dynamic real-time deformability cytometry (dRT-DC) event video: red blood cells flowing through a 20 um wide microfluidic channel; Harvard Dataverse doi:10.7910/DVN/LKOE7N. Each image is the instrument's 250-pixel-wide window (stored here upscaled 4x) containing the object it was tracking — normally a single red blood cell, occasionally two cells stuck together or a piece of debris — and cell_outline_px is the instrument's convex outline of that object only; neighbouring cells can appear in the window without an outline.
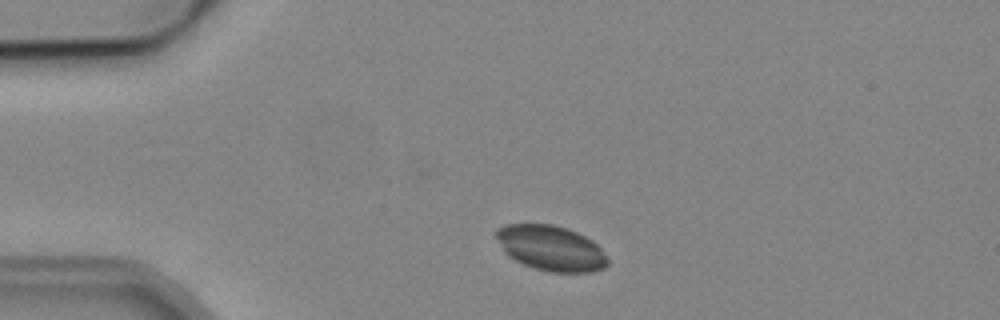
{"species": "common noctule bat (a hibernating species)", "species_latin": "Nyctalus noctula", "temperature_condition": "cold", "stored_images_in_passage": 3, "camera_frame_rate_fps": 3000, "um_per_image_px": 0.085, "animal": {"sex": "male", "body_mass_g": 19.2, "forearm_length_mm": 51.8}, "frame": {"image": 1, "passage_image": 2, "time_ms": 1.0, "image_size_px": [1000, 320], "cell_outline_px": [[608, 264], [604, 268], [592, 272], [548, 272], [524, 264], [508, 256], [504, 252], [496, 236], [496, 228], [504, 224], [552, 224], [568, 228], [592, 240], [600, 248], [608, 260]], "centroid_in_image_um": [46.82, 21.08], "position_along_channel_um": 38.2, "area_um2": 29.3}}